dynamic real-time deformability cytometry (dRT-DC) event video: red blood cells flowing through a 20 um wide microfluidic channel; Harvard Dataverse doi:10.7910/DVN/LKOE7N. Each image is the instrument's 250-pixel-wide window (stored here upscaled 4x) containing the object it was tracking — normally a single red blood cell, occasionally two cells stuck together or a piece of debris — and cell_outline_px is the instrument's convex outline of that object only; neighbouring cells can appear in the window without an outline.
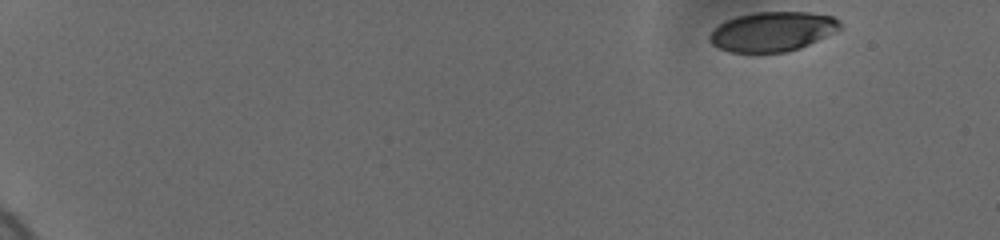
{"species": "human", "species_latin": "Homo sapiens", "temperature_condition": "cold", "stored_images_in_passage": 49, "camera_frame_rate_fps": 3000, "um_per_image_px": 0.085, "donor": {"sex": "female"}, "frame": {"image": 1, "passage_image": 1, "time_ms": 0.0, "image_size_px": [1000, 240], "cell_outline_px": [[844, 28], [800, 48], [788, 52], [728, 52], [712, 44], [708, 40], [708, 36], [720, 24], [736, 16], [752, 12], [808, 12], [832, 16], [840, 20]], "centroid_in_image_um": [65.69, 2.68], "position_along_channel_um": 19.3, "area_um2": 30.17}}
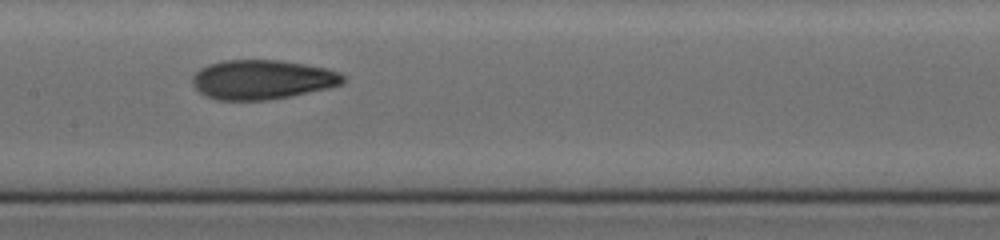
{"frame": {"image": 2, "passage_image": 28, "time_ms": 9.0, "image_size_px": [1000, 240], "cell_outline_px": [[344, 80], [340, 84], [328, 88], [292, 96], [268, 100], [216, 100], [204, 96], [192, 84], [192, 76], [200, 68], [208, 64], [224, 60], [280, 60], [304, 64], [324, 68], [340, 72], [344, 76]], "centroid_in_image_um": [22.25, 6.77], "position_along_channel_um": 185.1, "area_um2": 34.68}}
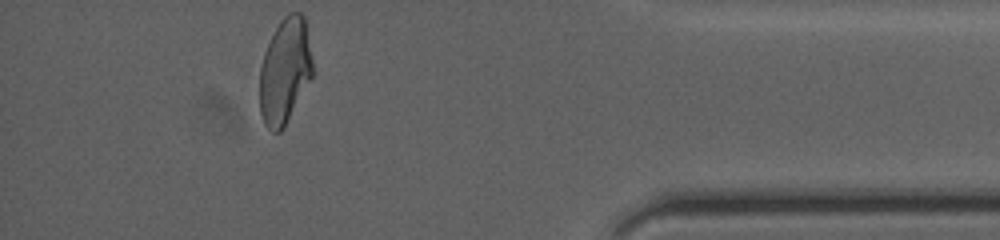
{"frame": {"image": 3, "passage_image": 49, "time_ms": 16.0, "image_size_px": [1000, 240], "cell_outline_px": [[312, 76], [284, 128], [280, 132], [272, 132], [264, 124], [260, 112], [260, 68], [264, 52], [280, 20], [288, 12], [300, 12], [304, 16], [312, 60]], "centroid_in_image_um": [24.2, 6.05], "position_along_channel_um": 411.0, "area_um2": 32.37}, "authors_computed_cell_mechanics": {"area_um2": 33.5818, "velocity_mm_per_s": 3.6723, "shape_relaxation_time_tau1_ms": 5.6185, "shape_relaxation_time_tau2_ms": 1.5162, "deformation_change_tau1": 0.1877, "deformation_change_tau2": 0.072}}